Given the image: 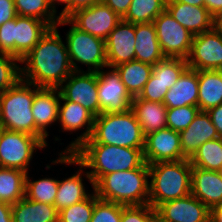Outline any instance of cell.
Instances as JSON below:
<instances>
[{"mask_svg": "<svg viewBox=\"0 0 222 222\" xmlns=\"http://www.w3.org/2000/svg\"><path fill=\"white\" fill-rule=\"evenodd\" d=\"M20 64L21 79L39 88H58L74 71L58 27L49 28Z\"/></svg>", "mask_w": 222, "mask_h": 222, "instance_id": "1", "label": "cell"}, {"mask_svg": "<svg viewBox=\"0 0 222 222\" xmlns=\"http://www.w3.org/2000/svg\"><path fill=\"white\" fill-rule=\"evenodd\" d=\"M144 148H128L100 143H82L72 154L95 184L103 175L139 168Z\"/></svg>", "mask_w": 222, "mask_h": 222, "instance_id": "2", "label": "cell"}, {"mask_svg": "<svg viewBox=\"0 0 222 222\" xmlns=\"http://www.w3.org/2000/svg\"><path fill=\"white\" fill-rule=\"evenodd\" d=\"M94 191L99 199L125 206L148 204L149 166L144 162L139 168L103 175Z\"/></svg>", "mask_w": 222, "mask_h": 222, "instance_id": "3", "label": "cell"}, {"mask_svg": "<svg viewBox=\"0 0 222 222\" xmlns=\"http://www.w3.org/2000/svg\"><path fill=\"white\" fill-rule=\"evenodd\" d=\"M149 166V201L154 209L163 202L191 194L192 165L189 159L157 162Z\"/></svg>", "mask_w": 222, "mask_h": 222, "instance_id": "4", "label": "cell"}, {"mask_svg": "<svg viewBox=\"0 0 222 222\" xmlns=\"http://www.w3.org/2000/svg\"><path fill=\"white\" fill-rule=\"evenodd\" d=\"M83 143L144 148L145 136L130 108L125 112H103L96 116L91 137Z\"/></svg>", "mask_w": 222, "mask_h": 222, "instance_id": "5", "label": "cell"}, {"mask_svg": "<svg viewBox=\"0 0 222 222\" xmlns=\"http://www.w3.org/2000/svg\"><path fill=\"white\" fill-rule=\"evenodd\" d=\"M35 85L20 79L14 86L0 93V125L3 129L35 136L32 103Z\"/></svg>", "mask_w": 222, "mask_h": 222, "instance_id": "6", "label": "cell"}, {"mask_svg": "<svg viewBox=\"0 0 222 222\" xmlns=\"http://www.w3.org/2000/svg\"><path fill=\"white\" fill-rule=\"evenodd\" d=\"M70 26L65 34L67 51L74 71L99 72L107 68L105 41L80 31L68 19L60 18L55 27ZM81 65V67H80Z\"/></svg>", "mask_w": 222, "mask_h": 222, "instance_id": "7", "label": "cell"}, {"mask_svg": "<svg viewBox=\"0 0 222 222\" xmlns=\"http://www.w3.org/2000/svg\"><path fill=\"white\" fill-rule=\"evenodd\" d=\"M47 146L35 136L3 129L0 138V167L19 169L29 173L31 161L38 150Z\"/></svg>", "mask_w": 222, "mask_h": 222, "instance_id": "8", "label": "cell"}, {"mask_svg": "<svg viewBox=\"0 0 222 222\" xmlns=\"http://www.w3.org/2000/svg\"><path fill=\"white\" fill-rule=\"evenodd\" d=\"M57 153L58 157L56 156L54 160H50V162H52L50 165L49 163L46 164V169L50 170L52 165L56 166L57 164H63L64 166L75 165L77 167L74 169V173L69 177L61 178V180H59L54 206L60 211L63 208L86 199L91 194L90 192L94 191V184L86 169L75 159L72 153H61L60 151ZM85 178L88 180L92 190H87V185L83 182L86 180Z\"/></svg>", "mask_w": 222, "mask_h": 222, "instance_id": "9", "label": "cell"}, {"mask_svg": "<svg viewBox=\"0 0 222 222\" xmlns=\"http://www.w3.org/2000/svg\"><path fill=\"white\" fill-rule=\"evenodd\" d=\"M95 116L82 105L60 97L58 123L61 132L76 133V138L69 142L61 153H72L78 146L91 137ZM82 131L81 133H78ZM79 135V136H78Z\"/></svg>", "mask_w": 222, "mask_h": 222, "instance_id": "10", "label": "cell"}, {"mask_svg": "<svg viewBox=\"0 0 222 222\" xmlns=\"http://www.w3.org/2000/svg\"><path fill=\"white\" fill-rule=\"evenodd\" d=\"M153 23L164 56L186 60L191 50L193 35L180 25L167 10L162 12Z\"/></svg>", "mask_w": 222, "mask_h": 222, "instance_id": "11", "label": "cell"}, {"mask_svg": "<svg viewBox=\"0 0 222 222\" xmlns=\"http://www.w3.org/2000/svg\"><path fill=\"white\" fill-rule=\"evenodd\" d=\"M194 70H222V33L214 27L193 36L190 53L186 59Z\"/></svg>", "mask_w": 222, "mask_h": 222, "instance_id": "12", "label": "cell"}, {"mask_svg": "<svg viewBox=\"0 0 222 222\" xmlns=\"http://www.w3.org/2000/svg\"><path fill=\"white\" fill-rule=\"evenodd\" d=\"M97 81V72L73 71L58 89L64 99L82 105L96 117L99 115Z\"/></svg>", "mask_w": 222, "mask_h": 222, "instance_id": "13", "label": "cell"}, {"mask_svg": "<svg viewBox=\"0 0 222 222\" xmlns=\"http://www.w3.org/2000/svg\"><path fill=\"white\" fill-rule=\"evenodd\" d=\"M103 68L98 74L99 115L103 112H125L131 108L133 97L127 91L114 68Z\"/></svg>", "mask_w": 222, "mask_h": 222, "instance_id": "14", "label": "cell"}, {"mask_svg": "<svg viewBox=\"0 0 222 222\" xmlns=\"http://www.w3.org/2000/svg\"><path fill=\"white\" fill-rule=\"evenodd\" d=\"M68 20L80 31L87 32L104 41L122 18L103 2L73 13Z\"/></svg>", "mask_w": 222, "mask_h": 222, "instance_id": "15", "label": "cell"}, {"mask_svg": "<svg viewBox=\"0 0 222 222\" xmlns=\"http://www.w3.org/2000/svg\"><path fill=\"white\" fill-rule=\"evenodd\" d=\"M58 88H39L35 86V97L32 103V113L35 120V137L49 146L48 127L57 125L60 103Z\"/></svg>", "mask_w": 222, "mask_h": 222, "instance_id": "16", "label": "cell"}, {"mask_svg": "<svg viewBox=\"0 0 222 222\" xmlns=\"http://www.w3.org/2000/svg\"><path fill=\"white\" fill-rule=\"evenodd\" d=\"M143 156L147 164L187 159L182 152L179 132L170 128L145 136Z\"/></svg>", "mask_w": 222, "mask_h": 222, "instance_id": "17", "label": "cell"}, {"mask_svg": "<svg viewBox=\"0 0 222 222\" xmlns=\"http://www.w3.org/2000/svg\"><path fill=\"white\" fill-rule=\"evenodd\" d=\"M135 24L121 20L105 41L107 67L135 60Z\"/></svg>", "mask_w": 222, "mask_h": 222, "instance_id": "18", "label": "cell"}, {"mask_svg": "<svg viewBox=\"0 0 222 222\" xmlns=\"http://www.w3.org/2000/svg\"><path fill=\"white\" fill-rule=\"evenodd\" d=\"M156 212L169 222H210V209L192 194L163 202Z\"/></svg>", "mask_w": 222, "mask_h": 222, "instance_id": "19", "label": "cell"}, {"mask_svg": "<svg viewBox=\"0 0 222 222\" xmlns=\"http://www.w3.org/2000/svg\"><path fill=\"white\" fill-rule=\"evenodd\" d=\"M191 194L209 209L222 205V174L192 166Z\"/></svg>", "mask_w": 222, "mask_h": 222, "instance_id": "20", "label": "cell"}, {"mask_svg": "<svg viewBox=\"0 0 222 222\" xmlns=\"http://www.w3.org/2000/svg\"><path fill=\"white\" fill-rule=\"evenodd\" d=\"M166 10L193 36L213 28L214 17L205 7L192 6L174 0H167Z\"/></svg>", "mask_w": 222, "mask_h": 222, "instance_id": "21", "label": "cell"}, {"mask_svg": "<svg viewBox=\"0 0 222 222\" xmlns=\"http://www.w3.org/2000/svg\"><path fill=\"white\" fill-rule=\"evenodd\" d=\"M179 134L182 152L187 159L194 155L200 145L219 138L207 111H200L190 125Z\"/></svg>", "mask_w": 222, "mask_h": 222, "instance_id": "22", "label": "cell"}, {"mask_svg": "<svg viewBox=\"0 0 222 222\" xmlns=\"http://www.w3.org/2000/svg\"><path fill=\"white\" fill-rule=\"evenodd\" d=\"M49 28L44 21L17 15L16 26H14V57L19 60L24 58Z\"/></svg>", "mask_w": 222, "mask_h": 222, "instance_id": "23", "label": "cell"}, {"mask_svg": "<svg viewBox=\"0 0 222 222\" xmlns=\"http://www.w3.org/2000/svg\"><path fill=\"white\" fill-rule=\"evenodd\" d=\"M198 71L187 68L165 95L167 109L182 106H198Z\"/></svg>", "mask_w": 222, "mask_h": 222, "instance_id": "24", "label": "cell"}, {"mask_svg": "<svg viewBox=\"0 0 222 222\" xmlns=\"http://www.w3.org/2000/svg\"><path fill=\"white\" fill-rule=\"evenodd\" d=\"M135 60L156 65L164 60L154 23L135 24Z\"/></svg>", "mask_w": 222, "mask_h": 222, "instance_id": "25", "label": "cell"}, {"mask_svg": "<svg viewBox=\"0 0 222 222\" xmlns=\"http://www.w3.org/2000/svg\"><path fill=\"white\" fill-rule=\"evenodd\" d=\"M131 110L142 128L144 136L167 128V108L163 103L147 101L136 96L133 97Z\"/></svg>", "mask_w": 222, "mask_h": 222, "instance_id": "26", "label": "cell"}, {"mask_svg": "<svg viewBox=\"0 0 222 222\" xmlns=\"http://www.w3.org/2000/svg\"><path fill=\"white\" fill-rule=\"evenodd\" d=\"M11 208L13 222H58L59 211L54 205L24 197Z\"/></svg>", "mask_w": 222, "mask_h": 222, "instance_id": "27", "label": "cell"}, {"mask_svg": "<svg viewBox=\"0 0 222 222\" xmlns=\"http://www.w3.org/2000/svg\"><path fill=\"white\" fill-rule=\"evenodd\" d=\"M198 107L208 111L222 103V70H198Z\"/></svg>", "mask_w": 222, "mask_h": 222, "instance_id": "28", "label": "cell"}, {"mask_svg": "<svg viewBox=\"0 0 222 222\" xmlns=\"http://www.w3.org/2000/svg\"><path fill=\"white\" fill-rule=\"evenodd\" d=\"M152 68L153 65L137 60L114 67L132 97L139 96L143 91L145 84L152 74Z\"/></svg>", "mask_w": 222, "mask_h": 222, "instance_id": "29", "label": "cell"}, {"mask_svg": "<svg viewBox=\"0 0 222 222\" xmlns=\"http://www.w3.org/2000/svg\"><path fill=\"white\" fill-rule=\"evenodd\" d=\"M26 172L0 167V202L15 204L25 197Z\"/></svg>", "mask_w": 222, "mask_h": 222, "instance_id": "30", "label": "cell"}, {"mask_svg": "<svg viewBox=\"0 0 222 222\" xmlns=\"http://www.w3.org/2000/svg\"><path fill=\"white\" fill-rule=\"evenodd\" d=\"M29 173L25 178V197L32 201L54 205L59 179L56 177H43L31 179Z\"/></svg>", "mask_w": 222, "mask_h": 222, "instance_id": "31", "label": "cell"}, {"mask_svg": "<svg viewBox=\"0 0 222 222\" xmlns=\"http://www.w3.org/2000/svg\"><path fill=\"white\" fill-rule=\"evenodd\" d=\"M167 0H132L123 21L137 23H152L166 10Z\"/></svg>", "mask_w": 222, "mask_h": 222, "instance_id": "32", "label": "cell"}, {"mask_svg": "<svg viewBox=\"0 0 222 222\" xmlns=\"http://www.w3.org/2000/svg\"><path fill=\"white\" fill-rule=\"evenodd\" d=\"M189 161L194 167L220 172L222 170V138L209 140L200 145Z\"/></svg>", "mask_w": 222, "mask_h": 222, "instance_id": "33", "label": "cell"}, {"mask_svg": "<svg viewBox=\"0 0 222 222\" xmlns=\"http://www.w3.org/2000/svg\"><path fill=\"white\" fill-rule=\"evenodd\" d=\"M17 15L33 17L55 27L60 16L51 8L48 0H14Z\"/></svg>", "mask_w": 222, "mask_h": 222, "instance_id": "34", "label": "cell"}, {"mask_svg": "<svg viewBox=\"0 0 222 222\" xmlns=\"http://www.w3.org/2000/svg\"><path fill=\"white\" fill-rule=\"evenodd\" d=\"M188 68L187 61L182 58H165L153 65L152 75L169 90Z\"/></svg>", "mask_w": 222, "mask_h": 222, "instance_id": "35", "label": "cell"}, {"mask_svg": "<svg viewBox=\"0 0 222 222\" xmlns=\"http://www.w3.org/2000/svg\"><path fill=\"white\" fill-rule=\"evenodd\" d=\"M99 198L95 191L81 202L59 211L58 222H90L94 204Z\"/></svg>", "mask_w": 222, "mask_h": 222, "instance_id": "36", "label": "cell"}, {"mask_svg": "<svg viewBox=\"0 0 222 222\" xmlns=\"http://www.w3.org/2000/svg\"><path fill=\"white\" fill-rule=\"evenodd\" d=\"M21 79L20 60L0 53V93L14 86Z\"/></svg>", "mask_w": 222, "mask_h": 222, "instance_id": "37", "label": "cell"}, {"mask_svg": "<svg viewBox=\"0 0 222 222\" xmlns=\"http://www.w3.org/2000/svg\"><path fill=\"white\" fill-rule=\"evenodd\" d=\"M200 111L198 106H182L167 109V128L180 133L190 125Z\"/></svg>", "mask_w": 222, "mask_h": 222, "instance_id": "38", "label": "cell"}, {"mask_svg": "<svg viewBox=\"0 0 222 222\" xmlns=\"http://www.w3.org/2000/svg\"><path fill=\"white\" fill-rule=\"evenodd\" d=\"M125 205L98 199L94 204L90 222H121Z\"/></svg>", "mask_w": 222, "mask_h": 222, "instance_id": "39", "label": "cell"}, {"mask_svg": "<svg viewBox=\"0 0 222 222\" xmlns=\"http://www.w3.org/2000/svg\"><path fill=\"white\" fill-rule=\"evenodd\" d=\"M156 212L150 204L130 205L122 208L121 222H150Z\"/></svg>", "mask_w": 222, "mask_h": 222, "instance_id": "40", "label": "cell"}, {"mask_svg": "<svg viewBox=\"0 0 222 222\" xmlns=\"http://www.w3.org/2000/svg\"><path fill=\"white\" fill-rule=\"evenodd\" d=\"M168 89L151 74L148 82L145 84L143 91L139 94L141 99L163 103Z\"/></svg>", "mask_w": 222, "mask_h": 222, "instance_id": "41", "label": "cell"}, {"mask_svg": "<svg viewBox=\"0 0 222 222\" xmlns=\"http://www.w3.org/2000/svg\"><path fill=\"white\" fill-rule=\"evenodd\" d=\"M14 26L16 18L0 26V53L14 56Z\"/></svg>", "mask_w": 222, "mask_h": 222, "instance_id": "42", "label": "cell"}, {"mask_svg": "<svg viewBox=\"0 0 222 222\" xmlns=\"http://www.w3.org/2000/svg\"><path fill=\"white\" fill-rule=\"evenodd\" d=\"M16 16L14 0H0V26Z\"/></svg>", "mask_w": 222, "mask_h": 222, "instance_id": "43", "label": "cell"}, {"mask_svg": "<svg viewBox=\"0 0 222 222\" xmlns=\"http://www.w3.org/2000/svg\"><path fill=\"white\" fill-rule=\"evenodd\" d=\"M102 2L123 18L126 15L132 0H102Z\"/></svg>", "mask_w": 222, "mask_h": 222, "instance_id": "44", "label": "cell"}, {"mask_svg": "<svg viewBox=\"0 0 222 222\" xmlns=\"http://www.w3.org/2000/svg\"><path fill=\"white\" fill-rule=\"evenodd\" d=\"M53 11L60 16V18L68 19L71 16V0H48ZM63 5L62 10L58 12V6Z\"/></svg>", "mask_w": 222, "mask_h": 222, "instance_id": "45", "label": "cell"}, {"mask_svg": "<svg viewBox=\"0 0 222 222\" xmlns=\"http://www.w3.org/2000/svg\"><path fill=\"white\" fill-rule=\"evenodd\" d=\"M207 113L210 115L212 124L220 138H222V103L216 107L210 108Z\"/></svg>", "mask_w": 222, "mask_h": 222, "instance_id": "46", "label": "cell"}, {"mask_svg": "<svg viewBox=\"0 0 222 222\" xmlns=\"http://www.w3.org/2000/svg\"><path fill=\"white\" fill-rule=\"evenodd\" d=\"M102 0H71V15L78 10L87 9Z\"/></svg>", "mask_w": 222, "mask_h": 222, "instance_id": "47", "label": "cell"}, {"mask_svg": "<svg viewBox=\"0 0 222 222\" xmlns=\"http://www.w3.org/2000/svg\"><path fill=\"white\" fill-rule=\"evenodd\" d=\"M204 7L214 17L222 10V0H204Z\"/></svg>", "mask_w": 222, "mask_h": 222, "instance_id": "48", "label": "cell"}, {"mask_svg": "<svg viewBox=\"0 0 222 222\" xmlns=\"http://www.w3.org/2000/svg\"><path fill=\"white\" fill-rule=\"evenodd\" d=\"M0 222H13L11 204L0 202Z\"/></svg>", "mask_w": 222, "mask_h": 222, "instance_id": "49", "label": "cell"}, {"mask_svg": "<svg viewBox=\"0 0 222 222\" xmlns=\"http://www.w3.org/2000/svg\"><path fill=\"white\" fill-rule=\"evenodd\" d=\"M210 222H222V205L210 209Z\"/></svg>", "mask_w": 222, "mask_h": 222, "instance_id": "50", "label": "cell"}, {"mask_svg": "<svg viewBox=\"0 0 222 222\" xmlns=\"http://www.w3.org/2000/svg\"><path fill=\"white\" fill-rule=\"evenodd\" d=\"M213 27L222 33V10L214 16Z\"/></svg>", "mask_w": 222, "mask_h": 222, "instance_id": "51", "label": "cell"}, {"mask_svg": "<svg viewBox=\"0 0 222 222\" xmlns=\"http://www.w3.org/2000/svg\"><path fill=\"white\" fill-rule=\"evenodd\" d=\"M174 1L185 3L192 6L204 7V0H174Z\"/></svg>", "mask_w": 222, "mask_h": 222, "instance_id": "52", "label": "cell"}, {"mask_svg": "<svg viewBox=\"0 0 222 222\" xmlns=\"http://www.w3.org/2000/svg\"><path fill=\"white\" fill-rule=\"evenodd\" d=\"M150 222H169V221L165 220L159 213L155 212L151 216Z\"/></svg>", "mask_w": 222, "mask_h": 222, "instance_id": "53", "label": "cell"}, {"mask_svg": "<svg viewBox=\"0 0 222 222\" xmlns=\"http://www.w3.org/2000/svg\"><path fill=\"white\" fill-rule=\"evenodd\" d=\"M2 131H3V128H2V126L0 125V138H1Z\"/></svg>", "mask_w": 222, "mask_h": 222, "instance_id": "54", "label": "cell"}]
</instances>
